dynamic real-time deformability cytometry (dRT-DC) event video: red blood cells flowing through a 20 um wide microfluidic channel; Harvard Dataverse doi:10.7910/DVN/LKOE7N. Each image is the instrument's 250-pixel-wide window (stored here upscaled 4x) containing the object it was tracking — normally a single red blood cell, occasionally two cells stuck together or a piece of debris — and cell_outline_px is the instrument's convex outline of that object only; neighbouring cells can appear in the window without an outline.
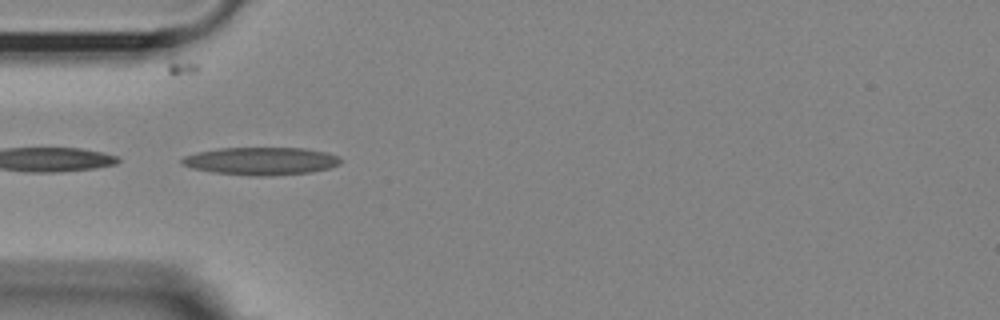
{"species": "Egyptian fruit bat (a non-hibernating species)", "species_latin": "Rousettus aegyptiacus", "temperature_condition": "room temperature", "stored_images_in_passage": 32, "camera_frame_rate_fps": 3000, "um_per_image_px": 0.085, "animal": {"sex": "female"}, "frame": {"image": 1, "passage_image": 8, "time_ms": 2.333, "image_size_px": [1000, 320], "cell_outline_px": [[340, 164], [328, 168], [312, 172], [272, 176], [252, 176], [212, 172], [192, 168], [180, 164], [180, 160], [184, 156], [196, 152], [220, 148], [304, 148], [324, 152], [340, 156]], "centroid_in_image_um": [22.16, 13.69], "position_along_channel_um": 62.8, "area_um2": 25.78}}
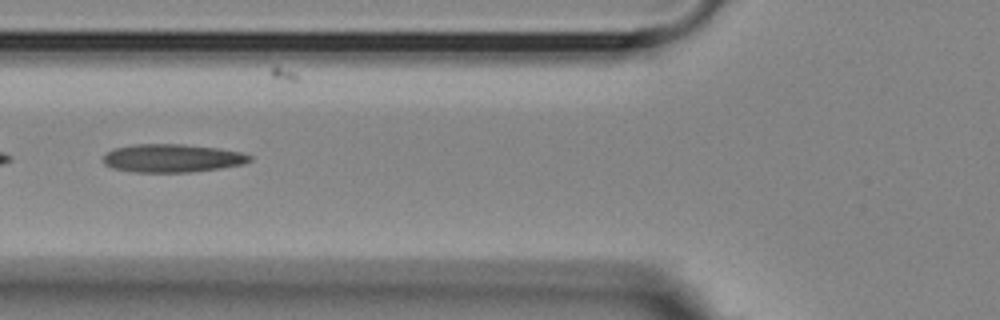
{"frame": {"image": 2, "passage_image": 12, "time_ms": 3.667, "image_size_px": [1000, 320], "cell_outline_px": [[252, 160], [240, 164], [220, 168], [188, 172], [136, 172], [112, 168], [104, 164], [104, 156], [112, 148], [136, 144], [184, 144], [216, 148], [240, 152], [252, 156]], "centroid_in_image_um": [14.6, 13.44], "position_along_channel_um": 111.2, "area_um2": 23.87}}
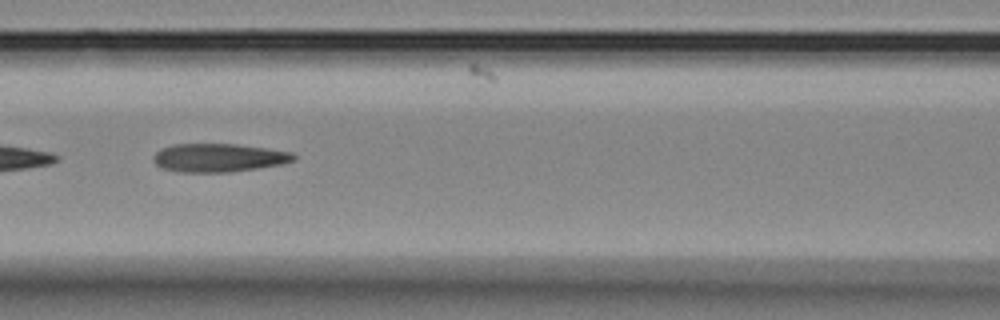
{"frame": {"image": 3, "passage_image": 15, "time_ms": 4.667, "image_size_px": [1000, 320], "cell_outline_px": [[296, 160], [284, 164], [228, 172], [180, 172], [160, 168], [152, 160], [152, 156], [160, 148], [172, 144], [232, 144], [264, 148], [292, 152], [296, 156]], "centroid_in_image_um": [18.55, 13.41], "position_along_channel_um": 148.1, "area_um2": 23.29}}